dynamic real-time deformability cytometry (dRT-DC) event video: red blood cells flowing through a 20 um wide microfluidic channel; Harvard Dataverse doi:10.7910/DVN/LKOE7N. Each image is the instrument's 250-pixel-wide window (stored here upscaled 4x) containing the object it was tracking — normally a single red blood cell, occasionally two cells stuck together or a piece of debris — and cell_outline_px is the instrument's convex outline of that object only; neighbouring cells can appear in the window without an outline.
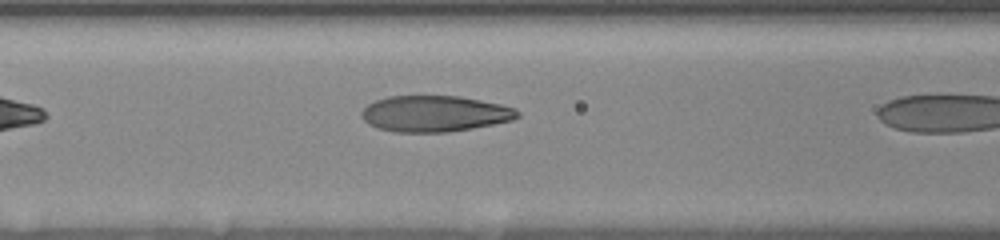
{"species": "human", "species_latin": "Homo sapiens", "temperature_condition": "room temperature", "stored_images_in_passage": 7, "camera_frame_rate_fps": 3000, "um_per_image_px": 0.085, "donor": {"sex": "female"}, "frame": {"image": 1, "passage_image": 6, "time_ms": 1.667, "image_size_px": [1000, 240], "cell_outline_px": [[520, 116], [512, 120], [472, 128], [448, 132], [392, 132], [376, 128], [368, 124], [360, 116], [360, 112], [368, 104], [376, 100], [388, 96], [460, 96], [500, 104], [516, 108], [520, 112]], "centroid_in_image_um": [36.92, 9.66], "position_along_channel_um": 129.7, "area_um2": 32.95}}